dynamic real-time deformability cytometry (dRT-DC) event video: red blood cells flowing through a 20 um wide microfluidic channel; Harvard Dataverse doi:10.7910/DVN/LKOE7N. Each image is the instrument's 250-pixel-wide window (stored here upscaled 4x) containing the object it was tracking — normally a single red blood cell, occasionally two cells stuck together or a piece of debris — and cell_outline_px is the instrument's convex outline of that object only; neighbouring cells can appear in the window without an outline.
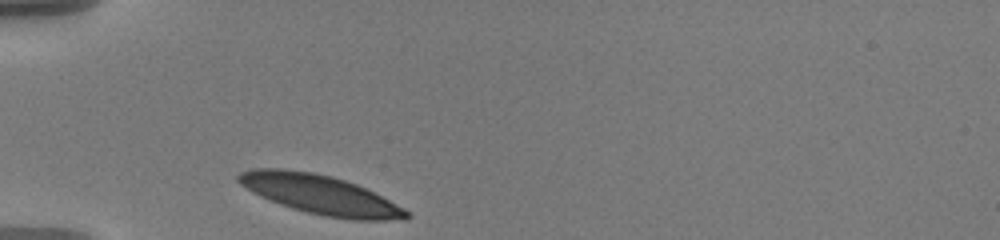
{"species": "human", "species_latin": "Homo sapiens", "temperature_condition": "warm", "stored_images_in_passage": 18, "camera_frame_rate_fps": 3000, "um_per_image_px": 0.085, "donor": {"sex": "male"}, "frame": {"image": 1, "passage_image": 1, "time_ms": 0.0, "image_size_px": [1000, 240], "cell_outline_px": [[412, 216], [404, 220], [352, 220], [324, 216], [292, 208], [280, 204], [260, 196], [252, 192], [240, 184], [236, 180], [236, 176], [240, 172], [256, 168], [280, 168], [312, 172], [344, 180], [356, 184], [404, 208]], "centroid_in_image_um": [27.2, 16.55], "position_along_channel_um": 57.8, "area_um2": 38.09}}
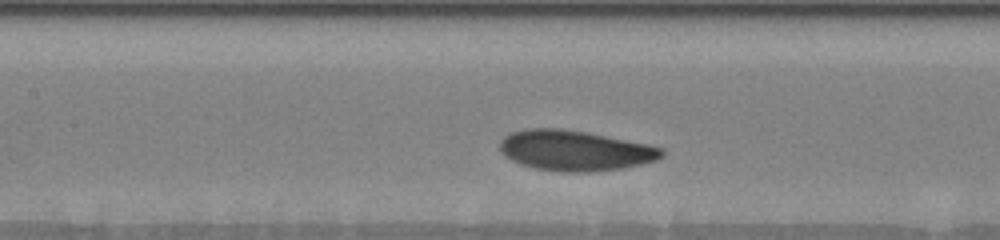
{"frame": {"image": 2, "passage_image": 7, "time_ms": 3.333, "image_size_px": [1000, 240], "cell_outline_px": [[664, 156], [656, 160], [624, 168], [596, 172], [556, 172], [532, 168], [520, 164], [504, 156], [500, 152], [500, 140], [504, 136], [512, 132], [528, 128], [560, 128], [584, 132], [648, 144], [664, 148]], "centroid_in_image_um": [48.85, 12.81], "position_along_channel_um": 158.6, "area_um2": 38.38}}
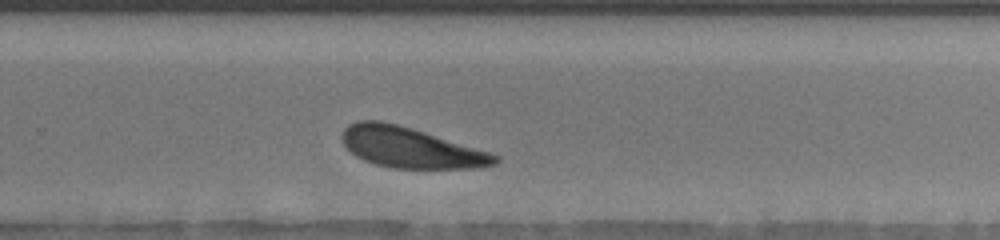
{"frame": {"image": 3, "passage_image": 14, "time_ms": 7.333, "image_size_px": [1000, 240], "cell_outline_px": [[500, 160], [496, 164], [484, 168], [392, 168], [376, 164], [364, 160], [356, 156], [344, 144], [340, 136], [344, 128], [348, 124], [360, 120], [380, 120], [412, 128], [488, 152], [500, 156]], "centroid_in_image_um": [34.88, 12.55], "position_along_channel_um": 294.9, "area_um2": 35.89}}